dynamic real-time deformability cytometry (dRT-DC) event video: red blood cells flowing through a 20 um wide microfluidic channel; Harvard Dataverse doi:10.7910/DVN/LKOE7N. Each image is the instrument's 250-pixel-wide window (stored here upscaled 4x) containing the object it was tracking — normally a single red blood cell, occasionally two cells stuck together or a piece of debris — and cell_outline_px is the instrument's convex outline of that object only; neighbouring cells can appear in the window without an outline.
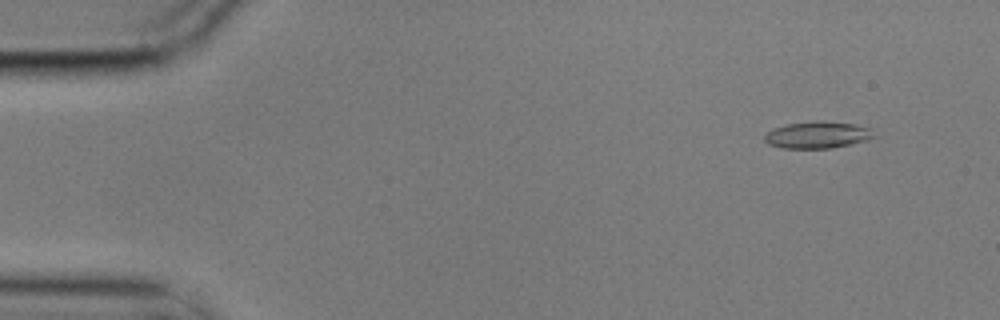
{"species": "common noctule bat (a hibernating species)", "species_latin": "Nyctalus noctula", "temperature_condition": "cold", "stored_images_in_passage": 3, "camera_frame_rate_fps": 3000, "um_per_image_px": 0.085, "animal": {"sex": "male", "body_mass_g": 17.9}, "frame": {"image": 1, "passage_image": 1, "time_ms": 0.0, "image_size_px": [1000, 320], "cell_outline_px": [[876, 136], [868, 140], [832, 148], [784, 148], [768, 144], [764, 140], [764, 136], [768, 132], [776, 128], [788, 124], [816, 120], [820, 120], [856, 124], [872, 128]], "centroid_in_image_um": [69.55, 11.46], "position_along_channel_um": 15.5, "area_um2": 17.17}}